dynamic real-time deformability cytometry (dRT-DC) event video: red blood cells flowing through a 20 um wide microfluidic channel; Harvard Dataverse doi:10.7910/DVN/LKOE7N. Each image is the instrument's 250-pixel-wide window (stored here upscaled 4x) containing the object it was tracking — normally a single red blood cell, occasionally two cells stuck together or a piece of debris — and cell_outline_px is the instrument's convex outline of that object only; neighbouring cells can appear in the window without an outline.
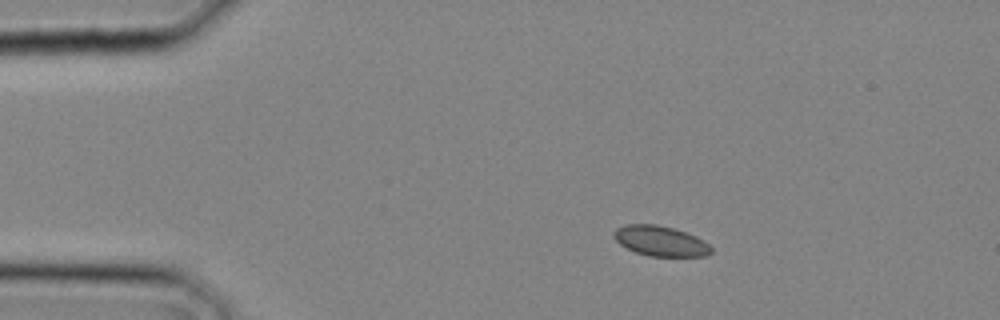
{"species": "common noctule bat (a hibernating species)", "species_latin": "Nyctalus noctula", "temperature_condition": "cold", "stored_images_in_passage": 25, "camera_frame_rate_fps": 3000, "um_per_image_px": 0.085, "animal": {"sex": "male", "body_mass_g": 20.4}, "frame": {"image": 1, "passage_image": 1, "time_ms": 0.0, "image_size_px": [1000, 320], "cell_outline_px": [[712, 252], [708, 256], [648, 256], [636, 252], [620, 244], [612, 236], [612, 232], [616, 228], [624, 224], [656, 224], [672, 228], [696, 236], [704, 240], [712, 248]], "centroid_in_image_um": [56.13, 20.48], "position_along_channel_um": 28.9, "area_um2": 17.17}}
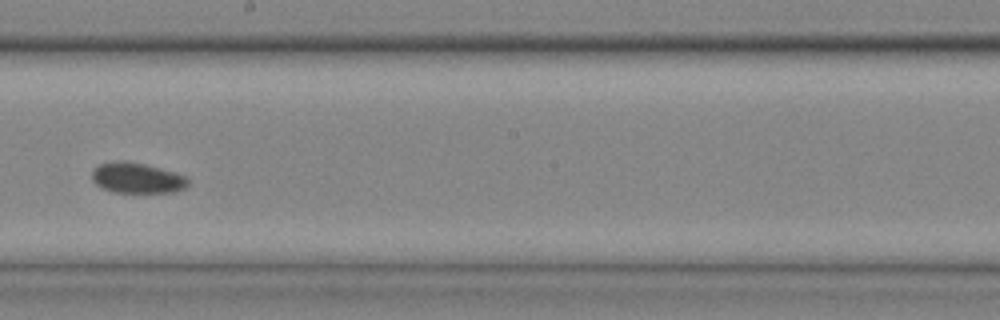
{"frame": {"image": 2, "passage_image": 13, "time_ms": 4.0, "image_size_px": [1000, 320], "cell_outline_px": [[188, 184], [184, 188], [176, 192], [116, 192], [104, 188], [96, 184], [92, 180], [92, 168], [100, 164], [116, 160], [124, 160], [144, 164], [160, 168], [184, 176], [188, 180]], "centroid_in_image_um": [11.61, 15.12], "position_along_channel_um": 236.6, "area_um2": 16.94}}
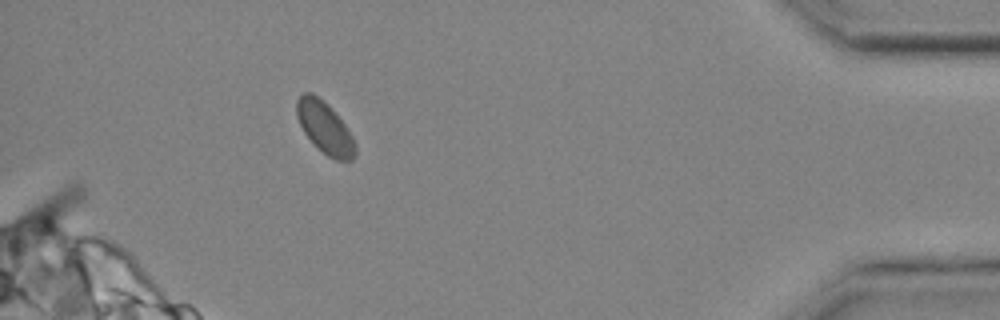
{"frame": {"image": 3, "passage_image": 23, "time_ms": 7.333, "image_size_px": [1000, 320], "cell_outline_px": [[356, 152], [352, 160], [336, 160], [328, 156], [304, 132], [296, 116], [296, 100], [304, 92], [312, 92], [324, 100], [332, 108], [344, 124], [352, 136], [356, 144]], "centroid_in_image_um": [27.61, 10.81], "position_along_channel_um": 407.6, "area_um2": 17.46}}